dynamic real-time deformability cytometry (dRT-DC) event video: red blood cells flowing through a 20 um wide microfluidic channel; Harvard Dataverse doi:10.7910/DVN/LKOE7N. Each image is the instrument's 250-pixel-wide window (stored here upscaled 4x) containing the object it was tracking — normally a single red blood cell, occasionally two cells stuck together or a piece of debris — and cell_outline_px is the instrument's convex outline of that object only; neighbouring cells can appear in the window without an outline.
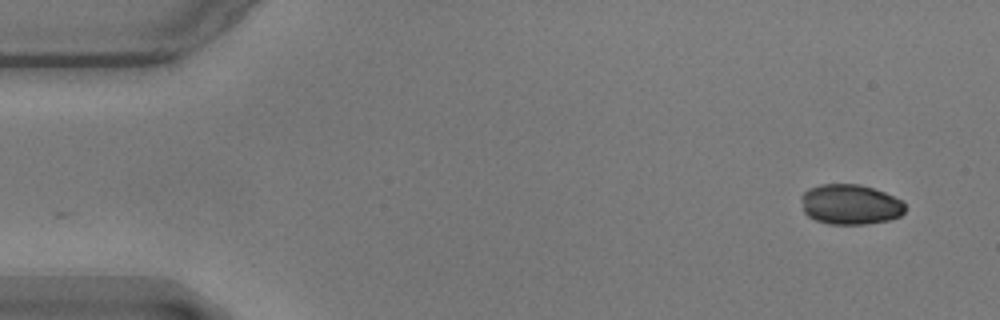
{"species": "common noctule bat (a hibernating species)", "species_latin": "Nyctalus noctula", "temperature_condition": "warm", "stored_images_in_passage": 43, "camera_frame_rate_fps": 3000, "um_per_image_px": 0.085, "animal": {"sex": "male", "body_mass_g": 17.9}, "frame": {"image": 1, "passage_image": 1, "time_ms": 0.0, "image_size_px": [1000, 320], "cell_outline_px": [[904, 212], [900, 216], [888, 220], [864, 224], [828, 224], [816, 220], [808, 216], [804, 212], [800, 196], [808, 188], [820, 184], [860, 184], [884, 192], [904, 200]], "centroid_in_image_um": [72.26, 17.37], "position_along_channel_um": 12.7, "area_um2": 24.45}}
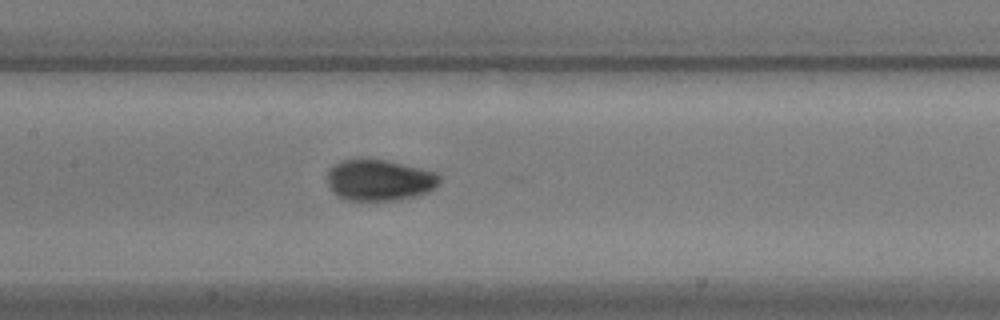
{"frame": {"image": 2, "passage_image": 24, "time_ms": 7.667, "image_size_px": [1000, 320], "cell_outline_px": [[440, 184], [436, 188], [428, 192], [416, 196], [396, 200], [364, 204], [344, 200], [336, 196], [332, 192], [328, 184], [328, 172], [340, 160], [360, 156], [384, 160], [420, 168], [436, 172], [440, 176]], "centroid_in_image_um": [32.21, 15.34], "position_along_channel_um": 175.2, "area_um2": 28.21}}
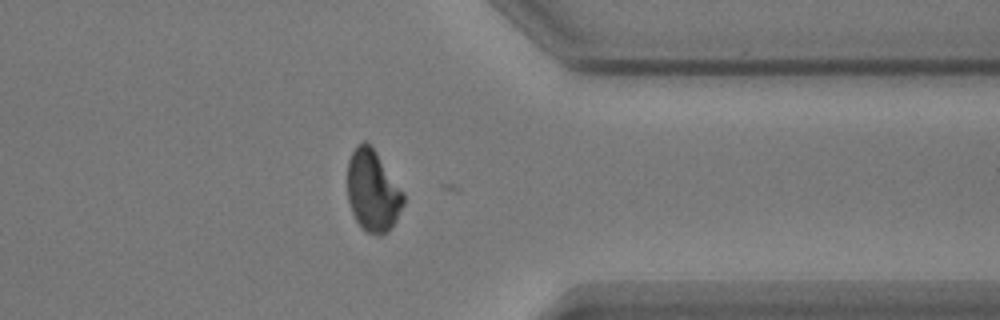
{"frame": {"image": 3, "passage_image": 42, "time_ms": 13.667, "image_size_px": [1000, 320], "cell_outline_px": [[404, 204], [396, 220], [380, 236], [376, 236], [368, 232], [356, 220], [352, 212], [348, 200], [348, 160], [356, 144], [364, 140], [372, 144], [404, 192]], "centroid_in_image_um": [31.69, 16.16], "position_along_channel_um": 379.7, "area_um2": 26.7}, "authors_computed_cell_mechanics": {"area_um2": 26.7036, "velocity_mm_per_s": 3.5617, "shape_relaxation_time_tau1_ms": 1.5502, "shape_relaxation_time_tau2_ms": null, "deformation_change_tau1": 0.085, "deformation_change_tau2": null}}